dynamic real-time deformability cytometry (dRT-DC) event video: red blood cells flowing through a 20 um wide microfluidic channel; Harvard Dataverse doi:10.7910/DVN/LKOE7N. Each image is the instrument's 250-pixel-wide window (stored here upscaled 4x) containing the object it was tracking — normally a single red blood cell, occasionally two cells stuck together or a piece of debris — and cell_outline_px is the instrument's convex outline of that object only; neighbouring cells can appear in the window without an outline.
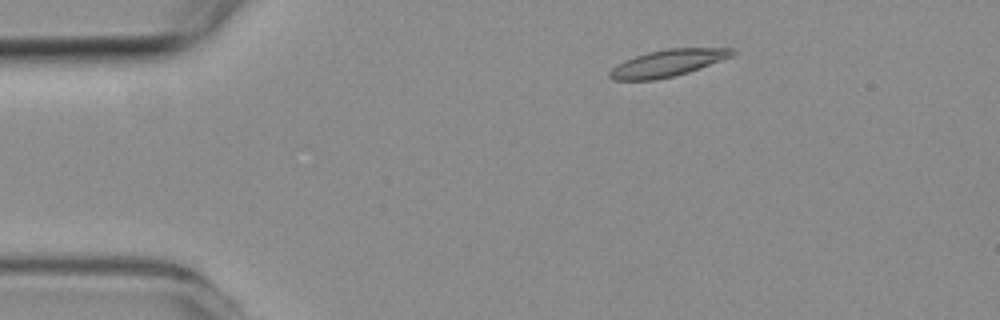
{"species": "common noctule bat (a hibernating species)", "species_latin": "Nyctalus noctula", "temperature_condition": "room temperature", "stored_images_in_passage": 6, "camera_frame_rate_fps": 3000, "um_per_image_px": 0.085, "animal": {"sex": "female", "body_mass_g": 19.3, "forearm_length_mm": 54.1}, "frame": {"image": 1, "passage_image": 2, "time_ms": 1.0, "image_size_px": [1000, 320], "cell_outline_px": [[736, 52], [732, 56], [700, 68], [688, 72], [656, 80], [616, 80], [608, 76], [608, 72], [616, 64], [624, 60], [648, 52], [668, 48], [732, 48]], "centroid_in_image_um": [56.73, 5.36], "position_along_channel_um": 28.3, "area_um2": 19.07}}
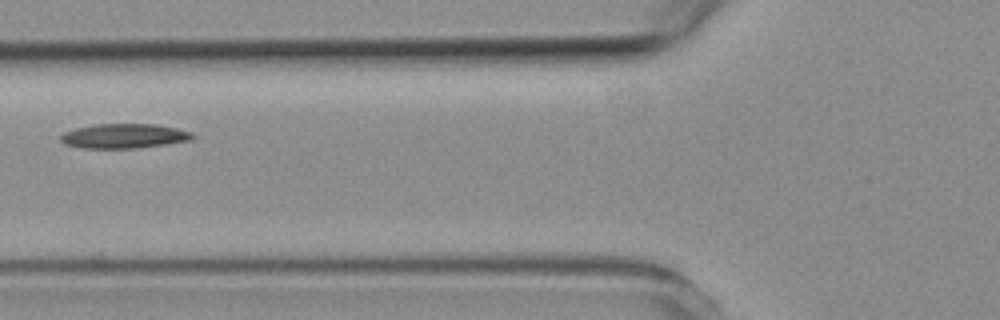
{"frame": {"image": 2, "passage_image": 5, "time_ms": 4.667, "image_size_px": [1000, 320], "cell_outline_px": [[196, 136], [188, 140], [164, 144], [132, 148], [80, 148], [64, 144], [60, 140], [60, 136], [64, 132], [76, 128], [96, 124], [156, 124], [176, 128], [192, 132]], "centroid_in_image_um": [10.5, 11.55], "position_along_channel_um": 115.3, "area_um2": 18.73}}
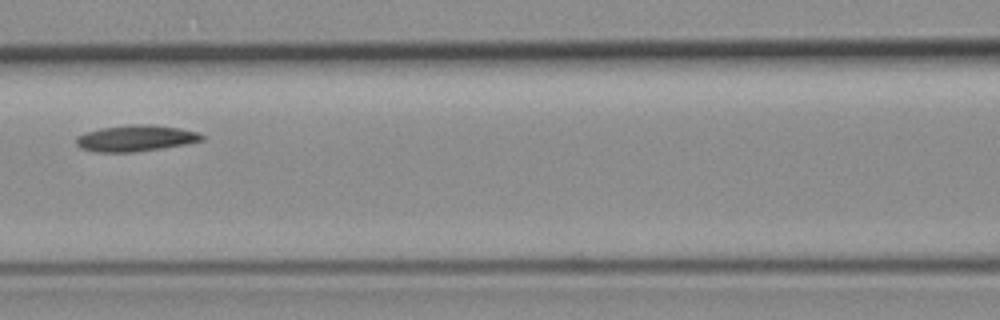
{"frame": {"image": 3, "passage_image": 6, "time_ms": 5.667, "image_size_px": [1000, 320], "cell_outline_px": [[204, 140], [184, 144], [160, 148], [132, 152], [96, 152], [80, 148], [76, 144], [76, 136], [84, 132], [100, 128], [128, 124], [148, 124], [180, 128], [200, 132], [204, 136]], "centroid_in_image_um": [11.51, 11.74], "position_along_channel_um": 155.1, "area_um2": 19.31}}